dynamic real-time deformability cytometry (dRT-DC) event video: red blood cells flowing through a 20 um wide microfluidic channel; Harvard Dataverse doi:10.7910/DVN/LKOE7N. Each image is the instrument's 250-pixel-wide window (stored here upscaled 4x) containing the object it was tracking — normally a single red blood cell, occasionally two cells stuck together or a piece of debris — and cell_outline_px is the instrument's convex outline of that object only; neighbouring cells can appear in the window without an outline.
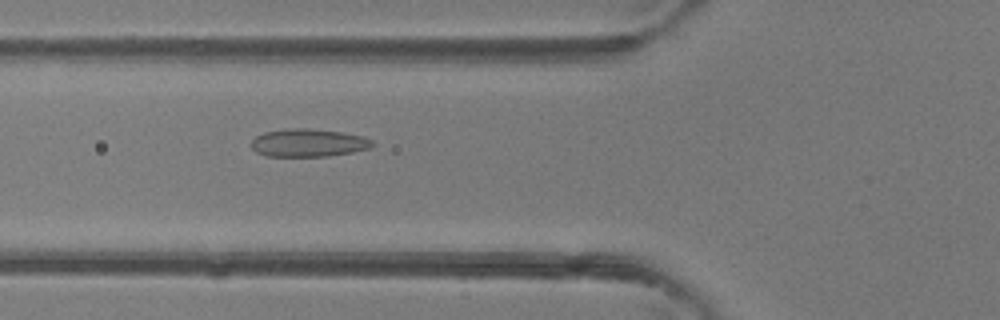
{"species": "common noctule bat (a hibernating species)", "species_latin": "Nyctalus noctula", "temperature_condition": "room temperature", "stored_images_in_passage": 48, "camera_frame_rate_fps": 3000, "um_per_image_px": 0.085, "animal": {"sex": "female"}, "frame": {"image": 1, "passage_image": 18, "time_ms": 5.667, "image_size_px": [1000, 320], "cell_outline_px": [[376, 144], [372, 148], [352, 152], [328, 156], [268, 156], [256, 152], [252, 148], [252, 140], [256, 136], [264, 132], [288, 128], [304, 128], [340, 132], [364, 136], [372, 140]], "centroid_in_image_um": [26.24, 12.14], "position_along_channel_um": 99.6, "area_um2": 19.71}}
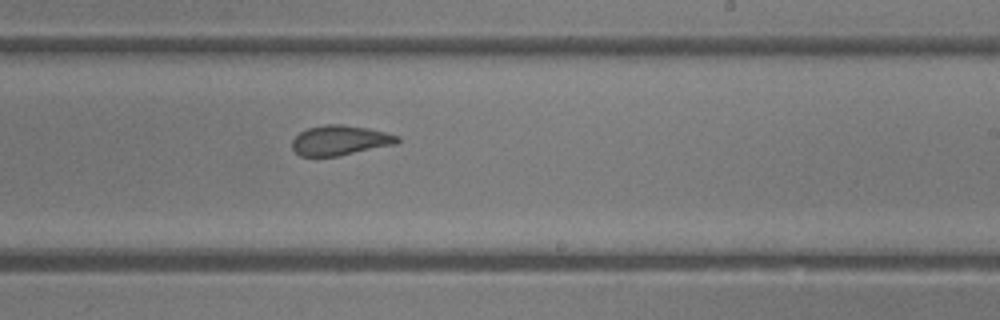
{"frame": {"image": 2, "passage_image": 29, "time_ms": 9.333, "image_size_px": [1000, 320], "cell_outline_px": [[400, 140], [396, 144], [340, 156], [300, 156], [292, 148], [292, 140], [300, 132], [308, 128], [324, 124], [344, 124], [368, 128], [400, 136]], "centroid_in_image_um": [28.91, 11.93], "position_along_channel_um": 260.1, "area_um2": 18.44}}
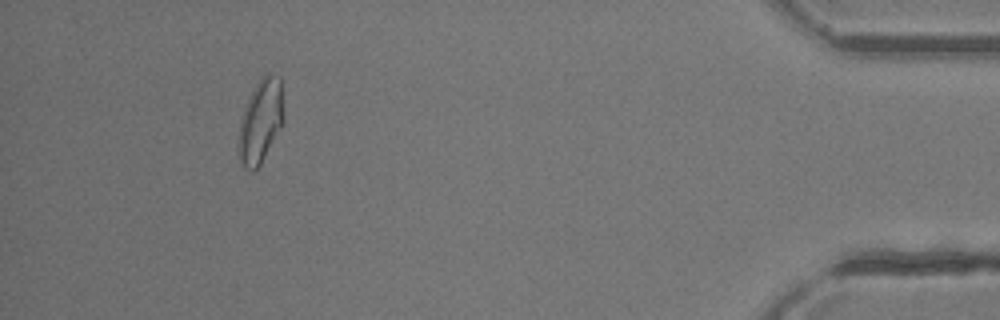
{"frame": {"image": 3, "passage_image": 44, "time_ms": 14.333, "image_size_px": [1000, 320], "cell_outline_px": [[284, 120], [280, 128], [260, 164], [252, 172], [244, 168], [240, 160], [240, 120], [248, 96], [260, 76], [268, 72], [272, 72], [280, 76], [284, 112]], "centroid_in_image_um": [22.18, 10.2], "position_along_channel_um": 413.0, "area_um2": 21.91}, "authors_computed_cell_mechanics": {"area_um2": 20.6924, "velocity_mm_per_s": 4.3718, "shape_relaxation_time_tau1_ms": null, "shape_relaxation_time_tau2_ms": 1.2756, "deformation_change_tau1": null, "deformation_change_tau2": 0.0702}}